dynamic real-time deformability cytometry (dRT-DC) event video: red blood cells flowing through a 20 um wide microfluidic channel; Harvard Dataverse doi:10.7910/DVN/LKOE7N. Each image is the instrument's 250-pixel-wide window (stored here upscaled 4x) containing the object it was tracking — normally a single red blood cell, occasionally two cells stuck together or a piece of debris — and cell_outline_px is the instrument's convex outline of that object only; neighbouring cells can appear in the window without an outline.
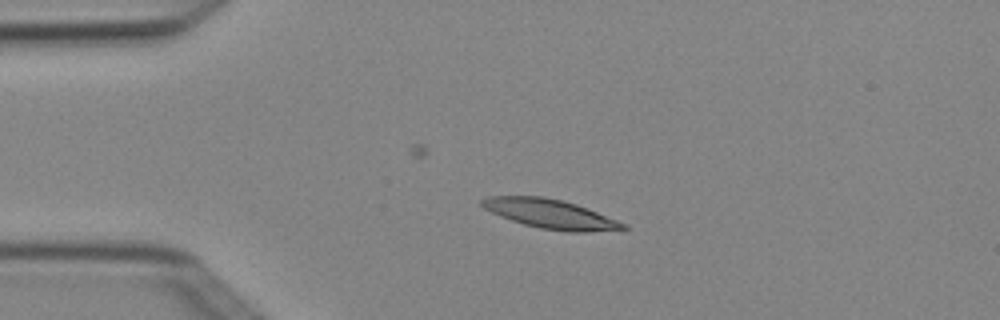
{"species": "Egyptian fruit bat (a non-hibernating species)", "species_latin": "Rousettus aegyptiacus", "temperature_condition": "cold", "stored_images_in_passage": 3, "camera_frame_rate_fps": 3000, "um_per_image_px": 0.085, "animal": {"sex": "female"}, "frame": {"image": 1, "passage_image": 2, "time_ms": 0.333, "image_size_px": [1000, 320], "cell_outline_px": [[628, 228], [588, 232], [568, 232], [540, 228], [524, 224], [500, 216], [484, 208], [480, 204], [480, 200], [488, 196], [544, 196], [564, 200], [576, 204], [628, 224]], "centroid_in_image_um": [46.78, 18.18], "position_along_channel_um": 38.2, "area_um2": 23.99}}